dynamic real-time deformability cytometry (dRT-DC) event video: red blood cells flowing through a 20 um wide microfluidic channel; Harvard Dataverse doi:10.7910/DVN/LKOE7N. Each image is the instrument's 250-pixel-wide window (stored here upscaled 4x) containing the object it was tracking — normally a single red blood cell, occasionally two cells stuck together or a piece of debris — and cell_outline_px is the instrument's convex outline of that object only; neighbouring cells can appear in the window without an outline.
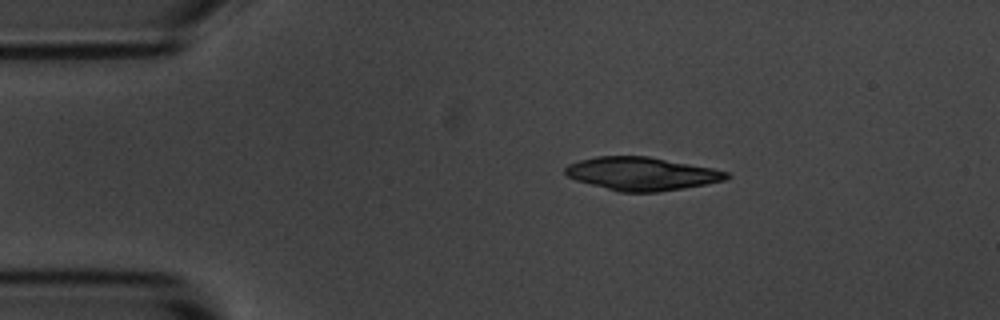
{"species": "common noctule bat (a hibernating species)", "species_latin": "Nyctalus noctula", "temperature_condition": "room temperature", "stored_images_in_passage": 7, "camera_frame_rate_fps": 3000, "um_per_image_px": 0.085, "animal": {"sex": "male", "body_mass_g": 20.1, "forearm_length_mm": 53.5}, "frame": {"image": 1, "passage_image": 1, "time_ms": 0.0, "image_size_px": [1000, 320], "cell_outline_px": [[732, 176], [724, 180], [684, 188], [656, 192], [620, 192], [576, 180], [568, 176], [564, 172], [564, 168], [568, 164], [580, 160], [596, 156], [648, 156], [712, 168], [728, 172]], "centroid_in_image_um": [54.53, 14.76], "position_along_channel_um": 30.5, "area_um2": 30.98}}